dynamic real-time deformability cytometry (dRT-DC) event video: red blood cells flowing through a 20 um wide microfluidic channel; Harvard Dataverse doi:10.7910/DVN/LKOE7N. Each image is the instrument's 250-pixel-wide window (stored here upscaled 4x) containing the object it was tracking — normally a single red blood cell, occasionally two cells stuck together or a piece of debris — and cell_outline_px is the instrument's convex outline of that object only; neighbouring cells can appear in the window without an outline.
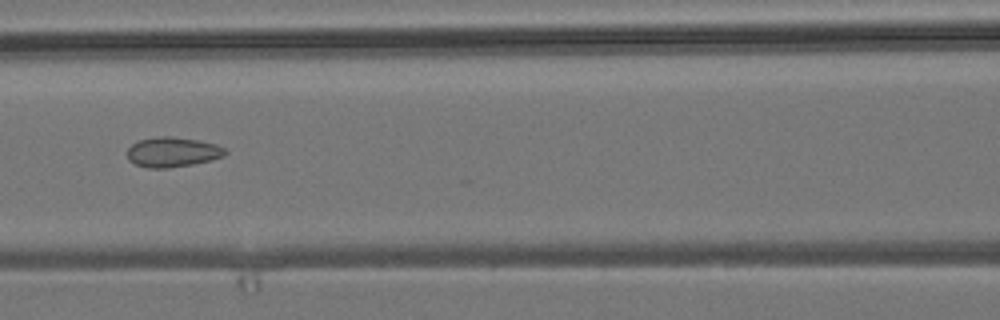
{"species": "common noctule bat (a hibernating species)", "species_latin": "Nyctalus noctula", "temperature_condition": "room temperature", "stored_images_in_passage": 4, "camera_frame_rate_fps": 3000, "um_per_image_px": 0.085, "animal": {"sex": "male", "body_mass_g": 19.2, "forearm_length_mm": 51.8}, "frame": {"image": 1, "passage_image": 3, "time_ms": 0.667, "image_size_px": [1000, 320], "cell_outline_px": [[228, 152], [224, 156], [192, 164], [168, 168], [148, 168], [136, 164], [128, 160], [128, 148], [132, 144], [140, 140], [160, 136], [172, 136], [196, 140], [216, 144], [224, 148]], "centroid_in_image_um": [14.66, 12.92], "position_along_channel_um": 151.9, "area_um2": 16.88}}